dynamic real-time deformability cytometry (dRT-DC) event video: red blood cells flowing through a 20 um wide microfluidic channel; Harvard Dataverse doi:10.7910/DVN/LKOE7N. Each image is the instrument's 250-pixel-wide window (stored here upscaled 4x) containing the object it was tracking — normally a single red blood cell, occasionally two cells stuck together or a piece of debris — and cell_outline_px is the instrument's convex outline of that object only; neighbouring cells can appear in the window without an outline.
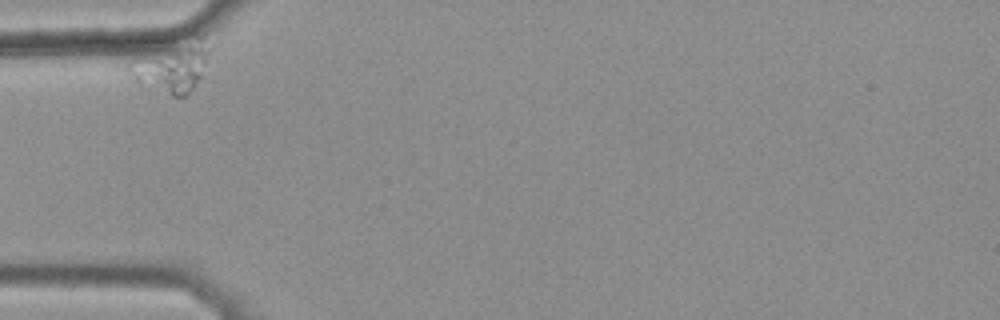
{"species": "common noctule bat (a hibernating species)", "species_latin": "Nyctalus noctula", "temperature_condition": "warm", "stored_images_in_passage": 33, "segment_of_instrument_passage": [1, 2], "camera_frame_rate_fps": 3000, "um_per_image_px": 0.085, "animal": {"sex": "female", "body_mass_g": 25.1}, "frame": {"image": 1, "passage_image": 1, "time_ms": 0.0, "image_size_px": [1000, 320], "cell_outline_px": [[216, 44], [200, 76], [188, 96], [172, 96], [140, 84], [132, 80], [128, 72], [128, 64], [140, 56], [200, 36]], "centroid_in_image_um": [14.7, 5.68], "position_along_channel_um": 70.3, "area_um2": 23.47}}